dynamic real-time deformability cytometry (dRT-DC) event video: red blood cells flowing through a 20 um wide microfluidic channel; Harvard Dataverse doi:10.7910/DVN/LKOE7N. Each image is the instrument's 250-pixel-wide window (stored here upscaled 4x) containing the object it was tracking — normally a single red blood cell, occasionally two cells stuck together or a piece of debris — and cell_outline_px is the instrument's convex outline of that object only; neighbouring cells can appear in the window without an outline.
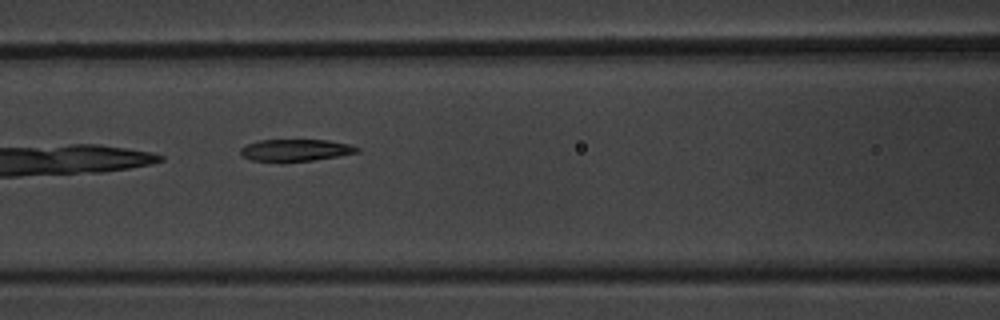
{"species": "common noctule bat (a hibernating species)", "species_latin": "Nyctalus noctula", "temperature_condition": "warm", "stored_images_in_passage": 5, "camera_frame_rate_fps": 3000, "um_per_image_px": 0.085, "animal": {"sex": "male", "body_mass_g": 20.1, "forearm_length_mm": 53.5}, "frame": {"image": 1, "passage_image": 3, "time_ms": 2.333, "image_size_px": [1000, 320], "cell_outline_px": [[360, 152], [340, 156], [312, 160], [252, 160], [240, 156], [240, 148], [248, 144], [260, 140], [328, 140], [348, 144], [360, 148]], "centroid_in_image_um": [25.15, 12.74], "position_along_channel_um": 141.4, "area_um2": 14.57}}
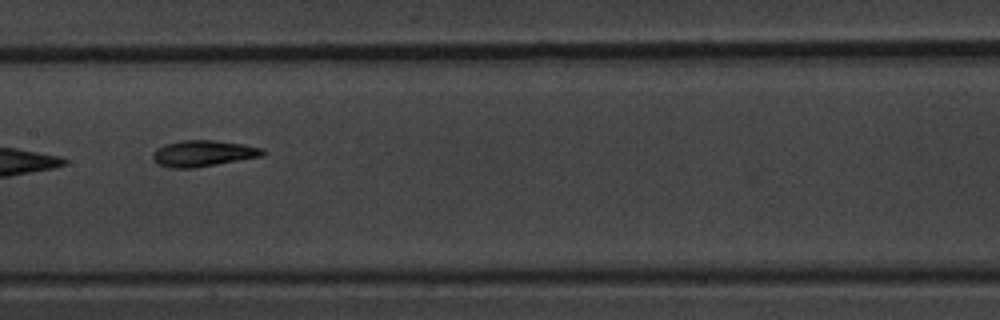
{"frame": {"image": 2, "passage_image": 4, "time_ms": 3.667, "image_size_px": [1000, 320], "cell_outline_px": [[268, 152], [264, 156], [192, 168], [172, 168], [156, 164], [152, 160], [152, 152], [156, 148], [164, 144], [180, 140], [216, 140], [244, 144], [264, 148]], "centroid_in_image_um": [17.27, 13.03], "position_along_channel_um": 190.1, "area_um2": 17.11}}
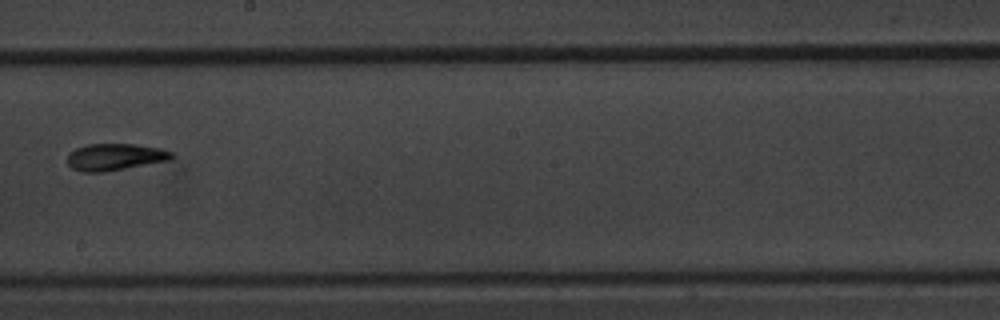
{"frame": {"image": 3, "passage_image": 5, "time_ms": 5.0, "image_size_px": [1000, 320], "cell_outline_px": [[176, 156], [172, 160], [104, 172], [80, 172], [72, 168], [68, 164], [68, 152], [76, 148], [88, 144], [132, 144], [160, 148], [172, 152]], "centroid_in_image_um": [9.79, 13.35], "position_along_channel_um": 238.4, "area_um2": 16.47}}